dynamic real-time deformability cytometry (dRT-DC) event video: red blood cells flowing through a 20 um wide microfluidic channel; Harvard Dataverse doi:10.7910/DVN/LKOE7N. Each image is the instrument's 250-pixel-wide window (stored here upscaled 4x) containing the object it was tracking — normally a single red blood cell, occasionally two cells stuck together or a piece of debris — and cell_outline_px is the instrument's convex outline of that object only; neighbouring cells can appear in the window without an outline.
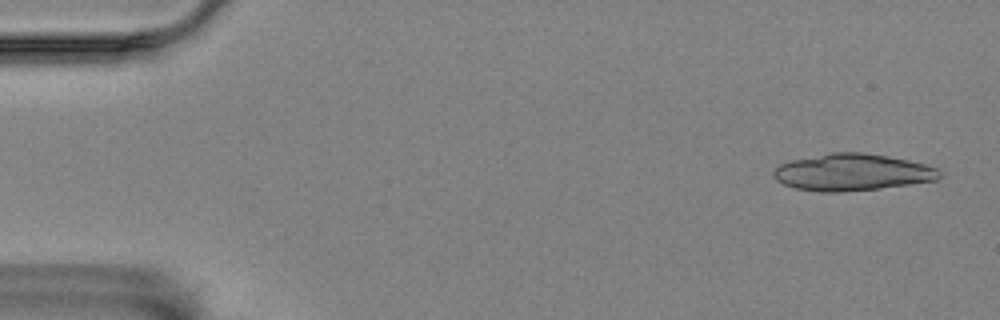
{"species": "Egyptian fruit bat (a non-hibernating species)", "species_latin": "Rousettus aegyptiacus", "temperature_condition": "room temperature", "stored_images_in_passage": 23, "camera_frame_rate_fps": 3000, "um_per_image_px": 0.085, "animal": {"sex": "female"}, "frame": {"image": 1, "passage_image": 2, "time_ms": 0.333, "image_size_px": [1000, 320], "cell_outline_px": [[940, 176], [936, 180], [880, 188], [840, 192], [820, 192], [796, 188], [784, 184], [776, 180], [772, 176], [772, 172], [780, 164], [792, 160], [832, 152], [864, 152], [888, 156], [908, 160], [924, 164], [936, 168], [940, 172]], "centroid_in_image_um": [72.41, 14.64], "position_along_channel_um": 12.6, "area_um2": 35.43}}